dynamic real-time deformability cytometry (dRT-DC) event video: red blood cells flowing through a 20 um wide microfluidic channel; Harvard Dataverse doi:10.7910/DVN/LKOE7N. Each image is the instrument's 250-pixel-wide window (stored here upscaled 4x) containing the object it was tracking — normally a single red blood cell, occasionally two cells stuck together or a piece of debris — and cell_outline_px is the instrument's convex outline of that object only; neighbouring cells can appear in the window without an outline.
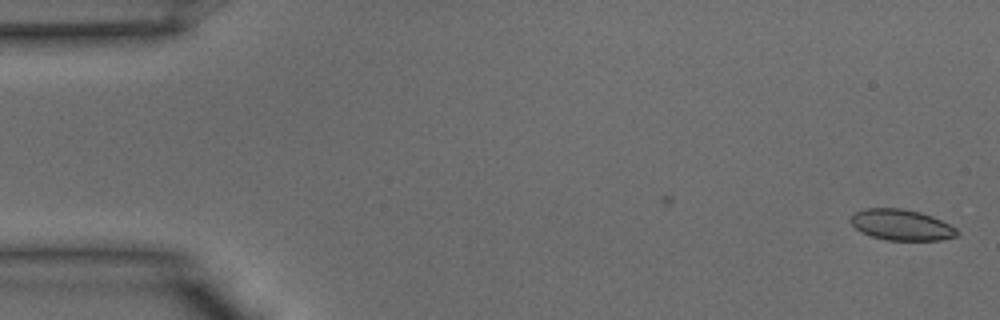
{"species": "common noctule bat (a hibernating species)", "species_latin": "Nyctalus noctula", "temperature_condition": "warm", "stored_images_in_passage": 4, "camera_frame_rate_fps": 3000, "um_per_image_px": 0.085, "animal": {"sex": "male", "body_mass_g": 15.6}, "frame": {"image": 1, "passage_image": 4, "time_ms": 1.0, "image_size_px": [1000, 320], "cell_outline_px": [[960, 232], [956, 236], [940, 240], [888, 240], [872, 236], [860, 232], [848, 220], [856, 212], [864, 208], [900, 208], [920, 212], [932, 216], [956, 228]], "centroid_in_image_um": [76.61, 19.11], "position_along_channel_um": 8.4, "area_um2": 19.07}}